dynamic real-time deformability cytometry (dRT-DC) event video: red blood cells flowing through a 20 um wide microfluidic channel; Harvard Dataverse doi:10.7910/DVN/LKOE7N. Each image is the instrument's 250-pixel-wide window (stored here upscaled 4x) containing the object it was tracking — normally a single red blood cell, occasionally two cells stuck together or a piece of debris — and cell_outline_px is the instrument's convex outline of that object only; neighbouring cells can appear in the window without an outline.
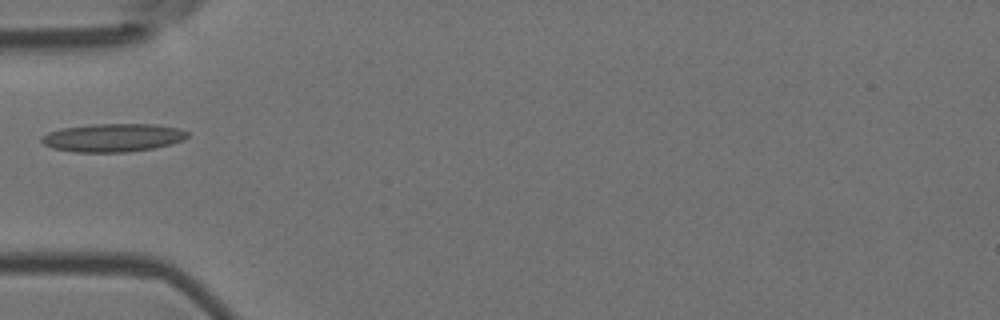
{"species": "Egyptian fruit bat (a non-hibernating species)", "species_latin": "Rousettus aegyptiacus", "temperature_condition": "room temperature", "stored_images_in_passage": 3, "camera_frame_rate_fps": 3000, "um_per_image_px": 0.085, "animal": {"sex": "female"}, "frame": {"image": 1, "passage_image": 1, "time_ms": 0.0, "image_size_px": [1000, 320], "cell_outline_px": [[188, 136], [184, 140], [172, 144], [156, 148], [128, 152], [72, 152], [52, 148], [44, 144], [40, 140], [40, 136], [48, 132], [60, 128], [92, 124], [156, 124], [180, 128], [188, 132]], "centroid_in_image_um": [9.6, 11.7], "position_along_channel_um": 75.4, "area_um2": 24.39}}
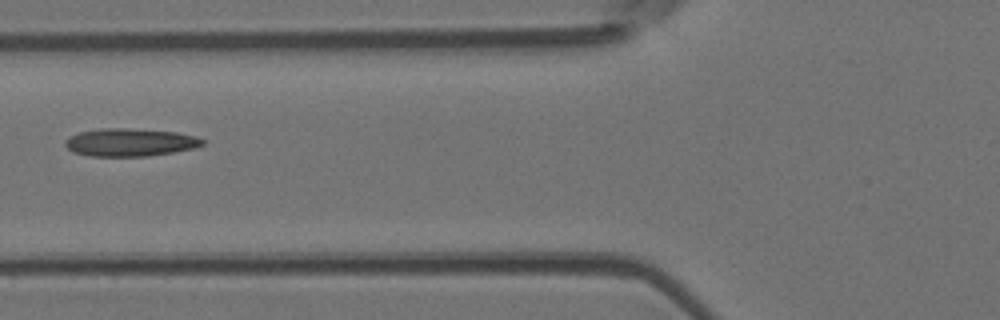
{"frame": {"image": 2, "passage_image": 2, "time_ms": 1.0, "image_size_px": [1000, 320], "cell_outline_px": [[204, 144], [192, 148], [172, 152], [148, 156], [92, 156], [72, 152], [64, 144], [64, 140], [68, 136], [80, 132], [100, 128], [128, 128], [176, 132], [196, 136], [204, 140]], "centroid_in_image_um": [11.01, 12.09], "position_along_channel_um": 114.8, "area_um2": 22.25}}
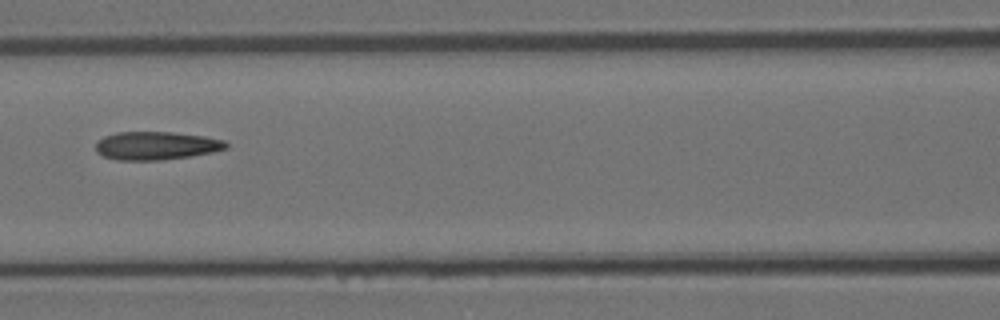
{"frame": {"image": 3, "passage_image": 3, "time_ms": 2.0, "image_size_px": [1000, 320], "cell_outline_px": [[228, 148], [212, 152], [192, 156], [160, 160], [116, 160], [104, 156], [96, 152], [96, 144], [104, 136], [116, 132], [172, 132], [204, 136], [224, 140], [228, 144]], "centroid_in_image_um": [13.29, 12.38], "position_along_channel_um": 153.3, "area_um2": 21.44}}